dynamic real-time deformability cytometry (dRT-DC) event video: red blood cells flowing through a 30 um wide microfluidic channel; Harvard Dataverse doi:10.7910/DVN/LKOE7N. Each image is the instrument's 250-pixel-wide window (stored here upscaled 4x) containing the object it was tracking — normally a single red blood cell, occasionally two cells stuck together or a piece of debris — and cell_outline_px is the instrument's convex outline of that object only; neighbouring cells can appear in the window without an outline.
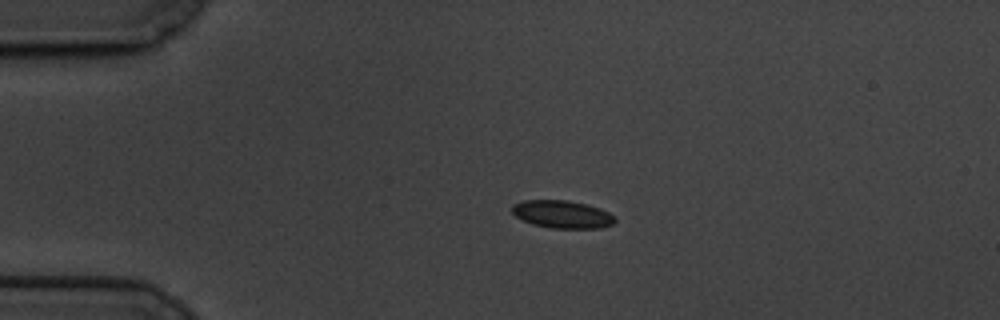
{"species": "common noctule bat (a hibernating species)", "species_latin": "Nyctalus noctula", "temperature_condition": "cold", "stored_images_in_passage": 47, "camera_frame_rate_fps": 3000, "um_per_image_px": 0.085, "animal": {"sex": "male", "body_mass_g": 19.5, "forearm_length_mm": 54.6}, "frame": {"image": 1, "passage_image": 1, "time_ms": 0.0, "image_size_px": [1000, 320], "cell_outline_px": [[616, 220], [612, 224], [600, 228], [552, 228], [532, 224], [516, 216], [512, 212], [512, 204], [524, 200], [568, 200], [588, 204], [600, 208], [616, 216]], "centroid_in_image_um": [47.81, 18.2], "position_along_channel_um": 37.2, "area_um2": 16.7}}
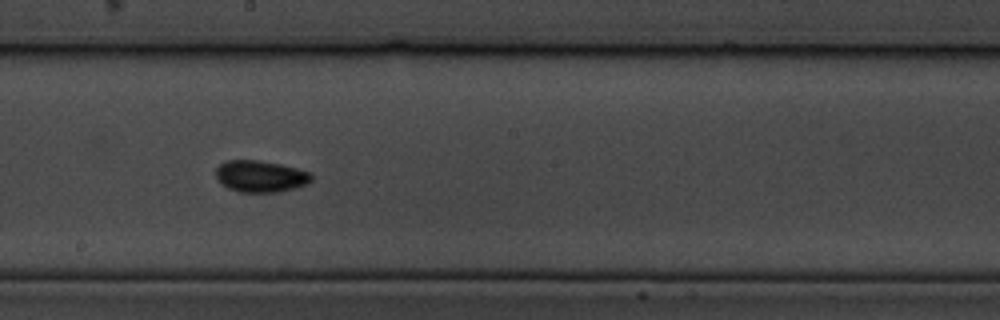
{"frame": {"image": 2, "passage_image": 21, "time_ms": 6.667, "image_size_px": [1000, 320], "cell_outline_px": [[312, 180], [308, 184], [296, 188], [280, 192], [240, 192], [228, 188], [220, 184], [216, 180], [216, 168], [220, 164], [228, 160], [256, 160], [280, 164], [312, 172]], "centroid_in_image_um": [22.15, 14.99], "position_along_channel_um": 226.0, "area_um2": 17.86}}
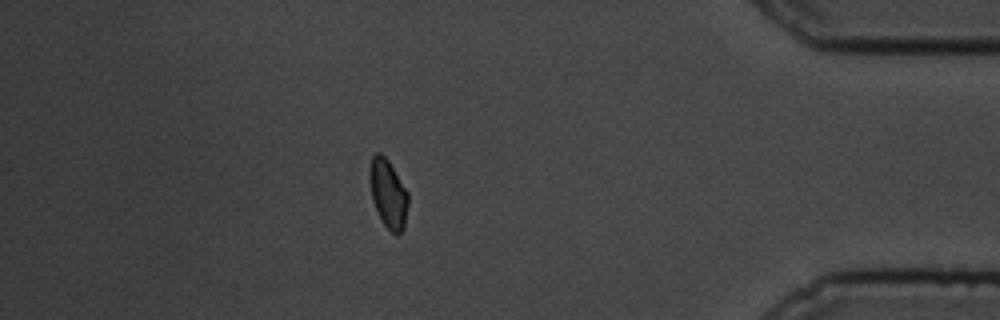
{"frame": {"image": 3, "passage_image": 40, "time_ms": 13.0, "image_size_px": [1000, 320], "cell_outline_px": [[408, 204], [404, 228], [396, 236], [384, 224], [372, 200], [368, 176], [368, 172], [372, 156], [376, 152], [380, 152], [388, 160], [408, 192]], "centroid_in_image_um": [32.98, 16.44], "position_along_channel_um": 402.2, "area_um2": 15.37}, "authors_computed_cell_mechanics": {"area_um2": 15.8372, "velocity_mm_per_s": 3.3782, "shape_relaxation_time_tau1_ms": 2.2691, "shape_relaxation_time_tau2_ms": 3.1557, "deformation_change_tau1": 0.0767, "deformation_change_tau2": 0.0643}}